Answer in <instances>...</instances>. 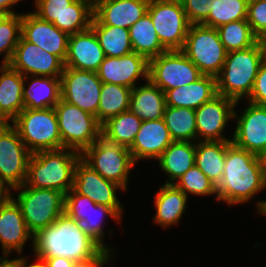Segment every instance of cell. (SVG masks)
Masks as SVG:
<instances>
[{
	"instance_id": "obj_1",
	"label": "cell",
	"mask_w": 266,
	"mask_h": 267,
	"mask_svg": "<svg viewBox=\"0 0 266 267\" xmlns=\"http://www.w3.org/2000/svg\"><path fill=\"white\" fill-rule=\"evenodd\" d=\"M266 188V158L235 146L227 148L221 181L216 186L219 202L246 203Z\"/></svg>"
},
{
	"instance_id": "obj_2",
	"label": "cell",
	"mask_w": 266,
	"mask_h": 267,
	"mask_svg": "<svg viewBox=\"0 0 266 267\" xmlns=\"http://www.w3.org/2000/svg\"><path fill=\"white\" fill-rule=\"evenodd\" d=\"M32 249L40 258L63 256L74 262L92 259L103 250L65 212L33 236Z\"/></svg>"
},
{
	"instance_id": "obj_3",
	"label": "cell",
	"mask_w": 266,
	"mask_h": 267,
	"mask_svg": "<svg viewBox=\"0 0 266 267\" xmlns=\"http://www.w3.org/2000/svg\"><path fill=\"white\" fill-rule=\"evenodd\" d=\"M81 153L71 148L32 153L25 184L33 188L54 189L64 195L73 188L75 167Z\"/></svg>"
},
{
	"instance_id": "obj_4",
	"label": "cell",
	"mask_w": 266,
	"mask_h": 267,
	"mask_svg": "<svg viewBox=\"0 0 266 267\" xmlns=\"http://www.w3.org/2000/svg\"><path fill=\"white\" fill-rule=\"evenodd\" d=\"M265 58L266 50L260 40L249 48L227 52L224 65L216 76L217 94L235 102L247 99Z\"/></svg>"
},
{
	"instance_id": "obj_5",
	"label": "cell",
	"mask_w": 266,
	"mask_h": 267,
	"mask_svg": "<svg viewBox=\"0 0 266 267\" xmlns=\"http://www.w3.org/2000/svg\"><path fill=\"white\" fill-rule=\"evenodd\" d=\"M13 198L19 205L28 230L35 235L39 230L51 226L64 213L65 195L54 189L28 187L25 183Z\"/></svg>"
},
{
	"instance_id": "obj_6",
	"label": "cell",
	"mask_w": 266,
	"mask_h": 267,
	"mask_svg": "<svg viewBox=\"0 0 266 267\" xmlns=\"http://www.w3.org/2000/svg\"><path fill=\"white\" fill-rule=\"evenodd\" d=\"M11 124L31 153L63 148L54 108H24Z\"/></svg>"
},
{
	"instance_id": "obj_7",
	"label": "cell",
	"mask_w": 266,
	"mask_h": 267,
	"mask_svg": "<svg viewBox=\"0 0 266 267\" xmlns=\"http://www.w3.org/2000/svg\"><path fill=\"white\" fill-rule=\"evenodd\" d=\"M181 51L203 75L214 77L220 73L227 56L217 29L203 24L190 25Z\"/></svg>"
},
{
	"instance_id": "obj_8",
	"label": "cell",
	"mask_w": 266,
	"mask_h": 267,
	"mask_svg": "<svg viewBox=\"0 0 266 267\" xmlns=\"http://www.w3.org/2000/svg\"><path fill=\"white\" fill-rule=\"evenodd\" d=\"M54 109L63 148H71L82 153L101 137L102 125L95 116L62 99Z\"/></svg>"
},
{
	"instance_id": "obj_9",
	"label": "cell",
	"mask_w": 266,
	"mask_h": 267,
	"mask_svg": "<svg viewBox=\"0 0 266 267\" xmlns=\"http://www.w3.org/2000/svg\"><path fill=\"white\" fill-rule=\"evenodd\" d=\"M81 158L104 179L117 183L126 191L130 170L136 164L129 148L100 137L81 153Z\"/></svg>"
},
{
	"instance_id": "obj_10",
	"label": "cell",
	"mask_w": 266,
	"mask_h": 267,
	"mask_svg": "<svg viewBox=\"0 0 266 267\" xmlns=\"http://www.w3.org/2000/svg\"><path fill=\"white\" fill-rule=\"evenodd\" d=\"M202 76L181 50L165 51L149 60L148 80L163 92L189 85Z\"/></svg>"
},
{
	"instance_id": "obj_11",
	"label": "cell",
	"mask_w": 266,
	"mask_h": 267,
	"mask_svg": "<svg viewBox=\"0 0 266 267\" xmlns=\"http://www.w3.org/2000/svg\"><path fill=\"white\" fill-rule=\"evenodd\" d=\"M35 6L34 14L69 35L88 29L93 18L90 0H35Z\"/></svg>"
},
{
	"instance_id": "obj_12",
	"label": "cell",
	"mask_w": 266,
	"mask_h": 267,
	"mask_svg": "<svg viewBox=\"0 0 266 267\" xmlns=\"http://www.w3.org/2000/svg\"><path fill=\"white\" fill-rule=\"evenodd\" d=\"M31 154L13 125L0 127V182L9 191L25 183Z\"/></svg>"
},
{
	"instance_id": "obj_13",
	"label": "cell",
	"mask_w": 266,
	"mask_h": 267,
	"mask_svg": "<svg viewBox=\"0 0 266 267\" xmlns=\"http://www.w3.org/2000/svg\"><path fill=\"white\" fill-rule=\"evenodd\" d=\"M147 12L162 46L167 51L182 50L191 25L183 6L150 0Z\"/></svg>"
},
{
	"instance_id": "obj_14",
	"label": "cell",
	"mask_w": 266,
	"mask_h": 267,
	"mask_svg": "<svg viewBox=\"0 0 266 267\" xmlns=\"http://www.w3.org/2000/svg\"><path fill=\"white\" fill-rule=\"evenodd\" d=\"M61 99L96 117L102 81L96 72L64 67Z\"/></svg>"
},
{
	"instance_id": "obj_15",
	"label": "cell",
	"mask_w": 266,
	"mask_h": 267,
	"mask_svg": "<svg viewBox=\"0 0 266 267\" xmlns=\"http://www.w3.org/2000/svg\"><path fill=\"white\" fill-rule=\"evenodd\" d=\"M249 106L238 117L234 109L236 129L232 143L246 151L266 158V106L248 102Z\"/></svg>"
},
{
	"instance_id": "obj_16",
	"label": "cell",
	"mask_w": 266,
	"mask_h": 267,
	"mask_svg": "<svg viewBox=\"0 0 266 267\" xmlns=\"http://www.w3.org/2000/svg\"><path fill=\"white\" fill-rule=\"evenodd\" d=\"M237 105L238 102L217 94L197 108L195 115L198 141H232L230 137H224L223 131L229 120L233 119Z\"/></svg>"
},
{
	"instance_id": "obj_17",
	"label": "cell",
	"mask_w": 266,
	"mask_h": 267,
	"mask_svg": "<svg viewBox=\"0 0 266 267\" xmlns=\"http://www.w3.org/2000/svg\"><path fill=\"white\" fill-rule=\"evenodd\" d=\"M123 190L117 183L104 179L82 158L76 164L73 190L88 196L96 204L112 208L121 218L123 208L117 198V189Z\"/></svg>"
},
{
	"instance_id": "obj_18",
	"label": "cell",
	"mask_w": 266,
	"mask_h": 267,
	"mask_svg": "<svg viewBox=\"0 0 266 267\" xmlns=\"http://www.w3.org/2000/svg\"><path fill=\"white\" fill-rule=\"evenodd\" d=\"M8 64L22 75H39L60 78L64 62L39 46L26 41L22 36Z\"/></svg>"
},
{
	"instance_id": "obj_19",
	"label": "cell",
	"mask_w": 266,
	"mask_h": 267,
	"mask_svg": "<svg viewBox=\"0 0 266 267\" xmlns=\"http://www.w3.org/2000/svg\"><path fill=\"white\" fill-rule=\"evenodd\" d=\"M149 61L135 52L121 57L105 56L96 71L102 83H112L133 89L140 77L148 81Z\"/></svg>"
},
{
	"instance_id": "obj_20",
	"label": "cell",
	"mask_w": 266,
	"mask_h": 267,
	"mask_svg": "<svg viewBox=\"0 0 266 267\" xmlns=\"http://www.w3.org/2000/svg\"><path fill=\"white\" fill-rule=\"evenodd\" d=\"M21 36L26 41L65 61L70 35L53 23L42 20L33 12L22 14Z\"/></svg>"
},
{
	"instance_id": "obj_21",
	"label": "cell",
	"mask_w": 266,
	"mask_h": 267,
	"mask_svg": "<svg viewBox=\"0 0 266 267\" xmlns=\"http://www.w3.org/2000/svg\"><path fill=\"white\" fill-rule=\"evenodd\" d=\"M11 194L0 203V244L4 256L11 252H18L22 255L23 247L33 234L28 230L21 209Z\"/></svg>"
},
{
	"instance_id": "obj_22",
	"label": "cell",
	"mask_w": 266,
	"mask_h": 267,
	"mask_svg": "<svg viewBox=\"0 0 266 267\" xmlns=\"http://www.w3.org/2000/svg\"><path fill=\"white\" fill-rule=\"evenodd\" d=\"M150 0H95L93 18L102 25L129 29L147 13Z\"/></svg>"
},
{
	"instance_id": "obj_23",
	"label": "cell",
	"mask_w": 266,
	"mask_h": 267,
	"mask_svg": "<svg viewBox=\"0 0 266 267\" xmlns=\"http://www.w3.org/2000/svg\"><path fill=\"white\" fill-rule=\"evenodd\" d=\"M104 58L103 49L91 27L69 36L65 67L96 72Z\"/></svg>"
},
{
	"instance_id": "obj_24",
	"label": "cell",
	"mask_w": 266,
	"mask_h": 267,
	"mask_svg": "<svg viewBox=\"0 0 266 267\" xmlns=\"http://www.w3.org/2000/svg\"><path fill=\"white\" fill-rule=\"evenodd\" d=\"M173 142L164 119L142 121L129 147L135 163L140 159H158Z\"/></svg>"
},
{
	"instance_id": "obj_25",
	"label": "cell",
	"mask_w": 266,
	"mask_h": 267,
	"mask_svg": "<svg viewBox=\"0 0 266 267\" xmlns=\"http://www.w3.org/2000/svg\"><path fill=\"white\" fill-rule=\"evenodd\" d=\"M24 78L8 63L0 66V118L4 123H11L24 109Z\"/></svg>"
},
{
	"instance_id": "obj_26",
	"label": "cell",
	"mask_w": 266,
	"mask_h": 267,
	"mask_svg": "<svg viewBox=\"0 0 266 267\" xmlns=\"http://www.w3.org/2000/svg\"><path fill=\"white\" fill-rule=\"evenodd\" d=\"M166 106L196 110L217 95L216 77L203 75L196 82L164 92Z\"/></svg>"
},
{
	"instance_id": "obj_27",
	"label": "cell",
	"mask_w": 266,
	"mask_h": 267,
	"mask_svg": "<svg viewBox=\"0 0 266 267\" xmlns=\"http://www.w3.org/2000/svg\"><path fill=\"white\" fill-rule=\"evenodd\" d=\"M31 80L26 87V79ZM23 87L24 108H54L61 100V79L47 76H25Z\"/></svg>"
},
{
	"instance_id": "obj_28",
	"label": "cell",
	"mask_w": 266,
	"mask_h": 267,
	"mask_svg": "<svg viewBox=\"0 0 266 267\" xmlns=\"http://www.w3.org/2000/svg\"><path fill=\"white\" fill-rule=\"evenodd\" d=\"M196 142L173 141L157 159L160 169L168 174L165 184H174L195 165Z\"/></svg>"
},
{
	"instance_id": "obj_29",
	"label": "cell",
	"mask_w": 266,
	"mask_h": 267,
	"mask_svg": "<svg viewBox=\"0 0 266 267\" xmlns=\"http://www.w3.org/2000/svg\"><path fill=\"white\" fill-rule=\"evenodd\" d=\"M165 108L164 92L149 80L132 89L129 110L142 121L163 119Z\"/></svg>"
},
{
	"instance_id": "obj_30",
	"label": "cell",
	"mask_w": 266,
	"mask_h": 267,
	"mask_svg": "<svg viewBox=\"0 0 266 267\" xmlns=\"http://www.w3.org/2000/svg\"><path fill=\"white\" fill-rule=\"evenodd\" d=\"M156 224L167 228L178 224L185 212L188 197L174 184H165L155 196Z\"/></svg>"
},
{
	"instance_id": "obj_31",
	"label": "cell",
	"mask_w": 266,
	"mask_h": 267,
	"mask_svg": "<svg viewBox=\"0 0 266 267\" xmlns=\"http://www.w3.org/2000/svg\"><path fill=\"white\" fill-rule=\"evenodd\" d=\"M195 165L217 186L222 179L225 155L232 141H197Z\"/></svg>"
},
{
	"instance_id": "obj_32",
	"label": "cell",
	"mask_w": 266,
	"mask_h": 267,
	"mask_svg": "<svg viewBox=\"0 0 266 267\" xmlns=\"http://www.w3.org/2000/svg\"><path fill=\"white\" fill-rule=\"evenodd\" d=\"M129 36L133 52L148 61L167 51L157 36L148 12L129 28Z\"/></svg>"
},
{
	"instance_id": "obj_33",
	"label": "cell",
	"mask_w": 266,
	"mask_h": 267,
	"mask_svg": "<svg viewBox=\"0 0 266 267\" xmlns=\"http://www.w3.org/2000/svg\"><path fill=\"white\" fill-rule=\"evenodd\" d=\"M141 124L142 120L128 110L104 122L101 127V137L110 143L129 148Z\"/></svg>"
},
{
	"instance_id": "obj_34",
	"label": "cell",
	"mask_w": 266,
	"mask_h": 267,
	"mask_svg": "<svg viewBox=\"0 0 266 267\" xmlns=\"http://www.w3.org/2000/svg\"><path fill=\"white\" fill-rule=\"evenodd\" d=\"M90 27L96 34L99 44L107 57H121L133 53L129 29L99 24L94 18Z\"/></svg>"
},
{
	"instance_id": "obj_35",
	"label": "cell",
	"mask_w": 266,
	"mask_h": 267,
	"mask_svg": "<svg viewBox=\"0 0 266 267\" xmlns=\"http://www.w3.org/2000/svg\"><path fill=\"white\" fill-rule=\"evenodd\" d=\"M132 89L119 84L102 83L96 119L102 125L109 118L128 111Z\"/></svg>"
},
{
	"instance_id": "obj_36",
	"label": "cell",
	"mask_w": 266,
	"mask_h": 267,
	"mask_svg": "<svg viewBox=\"0 0 266 267\" xmlns=\"http://www.w3.org/2000/svg\"><path fill=\"white\" fill-rule=\"evenodd\" d=\"M163 119L173 141L194 142L197 139L195 110L166 106Z\"/></svg>"
},
{
	"instance_id": "obj_37",
	"label": "cell",
	"mask_w": 266,
	"mask_h": 267,
	"mask_svg": "<svg viewBox=\"0 0 266 267\" xmlns=\"http://www.w3.org/2000/svg\"><path fill=\"white\" fill-rule=\"evenodd\" d=\"M249 0H213L210 13L202 23L205 26L218 28L229 22L247 18Z\"/></svg>"
},
{
	"instance_id": "obj_38",
	"label": "cell",
	"mask_w": 266,
	"mask_h": 267,
	"mask_svg": "<svg viewBox=\"0 0 266 267\" xmlns=\"http://www.w3.org/2000/svg\"><path fill=\"white\" fill-rule=\"evenodd\" d=\"M216 29L227 52L249 48L259 40L246 19L229 22Z\"/></svg>"
},
{
	"instance_id": "obj_39",
	"label": "cell",
	"mask_w": 266,
	"mask_h": 267,
	"mask_svg": "<svg viewBox=\"0 0 266 267\" xmlns=\"http://www.w3.org/2000/svg\"><path fill=\"white\" fill-rule=\"evenodd\" d=\"M105 216H110L117 221L121 220V217L112 208L106 205L96 204L86 216H83V219L75 221L77 226L102 249H110L103 242L105 232L102 222Z\"/></svg>"
},
{
	"instance_id": "obj_40",
	"label": "cell",
	"mask_w": 266,
	"mask_h": 267,
	"mask_svg": "<svg viewBox=\"0 0 266 267\" xmlns=\"http://www.w3.org/2000/svg\"><path fill=\"white\" fill-rule=\"evenodd\" d=\"M22 31V14L0 15V55L2 63H8L15 52Z\"/></svg>"
},
{
	"instance_id": "obj_41",
	"label": "cell",
	"mask_w": 266,
	"mask_h": 267,
	"mask_svg": "<svg viewBox=\"0 0 266 267\" xmlns=\"http://www.w3.org/2000/svg\"><path fill=\"white\" fill-rule=\"evenodd\" d=\"M174 185L179 188L187 197L188 195H216V185L196 166L188 169Z\"/></svg>"
},
{
	"instance_id": "obj_42",
	"label": "cell",
	"mask_w": 266,
	"mask_h": 267,
	"mask_svg": "<svg viewBox=\"0 0 266 267\" xmlns=\"http://www.w3.org/2000/svg\"><path fill=\"white\" fill-rule=\"evenodd\" d=\"M95 205L88 196L76 193L73 189L65 194L64 212L74 220L83 219Z\"/></svg>"
},
{
	"instance_id": "obj_43",
	"label": "cell",
	"mask_w": 266,
	"mask_h": 267,
	"mask_svg": "<svg viewBox=\"0 0 266 267\" xmlns=\"http://www.w3.org/2000/svg\"><path fill=\"white\" fill-rule=\"evenodd\" d=\"M246 20L253 34L261 40L266 34V0H249Z\"/></svg>"
},
{
	"instance_id": "obj_44",
	"label": "cell",
	"mask_w": 266,
	"mask_h": 267,
	"mask_svg": "<svg viewBox=\"0 0 266 267\" xmlns=\"http://www.w3.org/2000/svg\"><path fill=\"white\" fill-rule=\"evenodd\" d=\"M213 0H186L183 9L190 24H202L211 11L210 4Z\"/></svg>"
},
{
	"instance_id": "obj_45",
	"label": "cell",
	"mask_w": 266,
	"mask_h": 267,
	"mask_svg": "<svg viewBox=\"0 0 266 267\" xmlns=\"http://www.w3.org/2000/svg\"><path fill=\"white\" fill-rule=\"evenodd\" d=\"M248 102L266 106V58L261 63Z\"/></svg>"
},
{
	"instance_id": "obj_46",
	"label": "cell",
	"mask_w": 266,
	"mask_h": 267,
	"mask_svg": "<svg viewBox=\"0 0 266 267\" xmlns=\"http://www.w3.org/2000/svg\"><path fill=\"white\" fill-rule=\"evenodd\" d=\"M111 251L112 249H103L92 259L75 262L73 267H102L104 266V264L108 263L111 260L110 258L113 256V253Z\"/></svg>"
},
{
	"instance_id": "obj_47",
	"label": "cell",
	"mask_w": 266,
	"mask_h": 267,
	"mask_svg": "<svg viewBox=\"0 0 266 267\" xmlns=\"http://www.w3.org/2000/svg\"><path fill=\"white\" fill-rule=\"evenodd\" d=\"M46 260L49 267H73L75 262L63 256L41 257Z\"/></svg>"
},
{
	"instance_id": "obj_48",
	"label": "cell",
	"mask_w": 266,
	"mask_h": 267,
	"mask_svg": "<svg viewBox=\"0 0 266 267\" xmlns=\"http://www.w3.org/2000/svg\"><path fill=\"white\" fill-rule=\"evenodd\" d=\"M22 0H0V15L16 14L12 7Z\"/></svg>"
},
{
	"instance_id": "obj_49",
	"label": "cell",
	"mask_w": 266,
	"mask_h": 267,
	"mask_svg": "<svg viewBox=\"0 0 266 267\" xmlns=\"http://www.w3.org/2000/svg\"><path fill=\"white\" fill-rule=\"evenodd\" d=\"M7 256H0V267H22V256L9 260Z\"/></svg>"
},
{
	"instance_id": "obj_50",
	"label": "cell",
	"mask_w": 266,
	"mask_h": 267,
	"mask_svg": "<svg viewBox=\"0 0 266 267\" xmlns=\"http://www.w3.org/2000/svg\"><path fill=\"white\" fill-rule=\"evenodd\" d=\"M35 257H36L38 263L36 262V263H32V264L27 263L28 260L26 259L25 256L22 257V267H49L45 259L40 258L38 256H35Z\"/></svg>"
},
{
	"instance_id": "obj_51",
	"label": "cell",
	"mask_w": 266,
	"mask_h": 267,
	"mask_svg": "<svg viewBox=\"0 0 266 267\" xmlns=\"http://www.w3.org/2000/svg\"><path fill=\"white\" fill-rule=\"evenodd\" d=\"M9 195L10 191L0 182V203H2Z\"/></svg>"
},
{
	"instance_id": "obj_52",
	"label": "cell",
	"mask_w": 266,
	"mask_h": 267,
	"mask_svg": "<svg viewBox=\"0 0 266 267\" xmlns=\"http://www.w3.org/2000/svg\"><path fill=\"white\" fill-rule=\"evenodd\" d=\"M257 205V209H258V212L262 215H265L266 216V201H258L256 203Z\"/></svg>"
},
{
	"instance_id": "obj_53",
	"label": "cell",
	"mask_w": 266,
	"mask_h": 267,
	"mask_svg": "<svg viewBox=\"0 0 266 267\" xmlns=\"http://www.w3.org/2000/svg\"><path fill=\"white\" fill-rule=\"evenodd\" d=\"M168 3H173V4H178V5H182L186 2V0H162Z\"/></svg>"
},
{
	"instance_id": "obj_54",
	"label": "cell",
	"mask_w": 266,
	"mask_h": 267,
	"mask_svg": "<svg viewBox=\"0 0 266 267\" xmlns=\"http://www.w3.org/2000/svg\"><path fill=\"white\" fill-rule=\"evenodd\" d=\"M260 41H261L264 49L266 50V34H265V36Z\"/></svg>"
},
{
	"instance_id": "obj_55",
	"label": "cell",
	"mask_w": 266,
	"mask_h": 267,
	"mask_svg": "<svg viewBox=\"0 0 266 267\" xmlns=\"http://www.w3.org/2000/svg\"><path fill=\"white\" fill-rule=\"evenodd\" d=\"M4 124V121L0 118V127H2Z\"/></svg>"
}]
</instances>
